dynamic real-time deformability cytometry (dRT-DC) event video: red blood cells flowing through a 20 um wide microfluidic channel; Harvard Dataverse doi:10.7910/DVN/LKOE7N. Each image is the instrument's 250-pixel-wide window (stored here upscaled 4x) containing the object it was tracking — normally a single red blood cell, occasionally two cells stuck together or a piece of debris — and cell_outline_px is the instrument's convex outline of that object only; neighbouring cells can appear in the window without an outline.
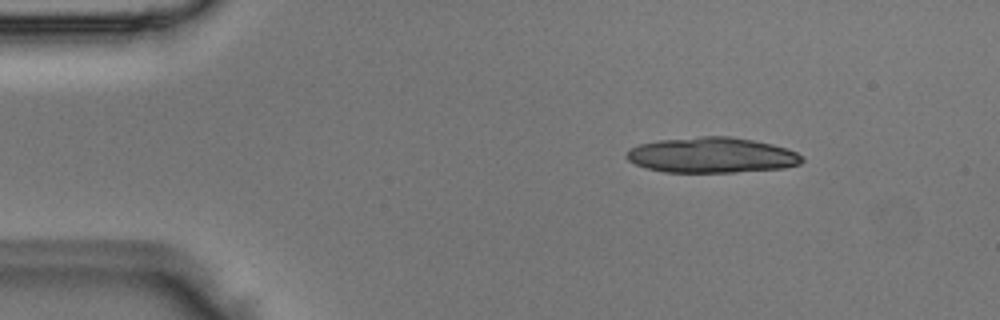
{"species": "Egyptian fruit bat (a non-hibernating species)", "species_latin": "Rousettus aegyptiacus", "temperature_condition": "room temperature", "stored_images_in_passage": 4, "camera_frame_rate_fps": 3000, "um_per_image_px": 0.085, "animal": {"sex": "male"}, "frame": {"image": 1, "passage_image": 2, "time_ms": 0.333, "image_size_px": [1000, 320], "cell_outline_px": [[804, 160], [800, 164], [784, 168], [736, 172], [664, 172], [648, 168], [636, 164], [628, 160], [624, 156], [628, 148], [640, 144], [660, 140], [700, 136], [732, 136], [772, 144], [788, 148], [804, 156]], "centroid_in_image_um": [60.52, 13.18], "position_along_channel_um": 24.5, "area_um2": 36.47}}